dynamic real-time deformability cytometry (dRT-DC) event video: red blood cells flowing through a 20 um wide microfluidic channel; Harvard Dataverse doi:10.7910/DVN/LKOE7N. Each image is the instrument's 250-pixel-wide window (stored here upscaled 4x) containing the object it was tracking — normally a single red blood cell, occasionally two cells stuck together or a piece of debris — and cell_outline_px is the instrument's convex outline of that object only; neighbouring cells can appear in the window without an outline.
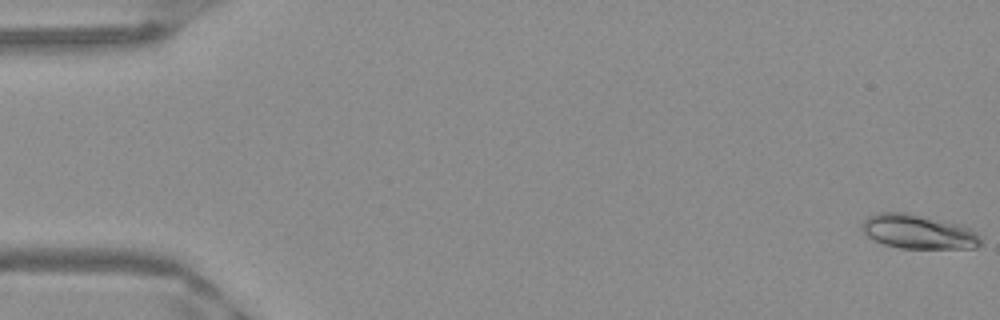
{"species": "Egyptian fruit bat (a non-hibernating species)", "species_latin": "Rousettus aegyptiacus", "temperature_condition": "warm", "stored_images_in_passage": 52, "camera_frame_rate_fps": 3000, "um_per_image_px": 0.085, "frame": {"image": 1, "passage_image": 1, "time_ms": 0.0, "image_size_px": [1000, 320], "cell_outline_px": [[984, 244], [976, 248], [900, 248], [884, 244], [868, 236], [860, 228], [864, 220], [868, 216], [876, 212], [904, 212], [960, 224], [972, 228], [980, 232], [984, 236]], "centroid_in_image_um": [78.16, 19.7], "position_along_channel_um": 6.8, "area_um2": 24.1}}
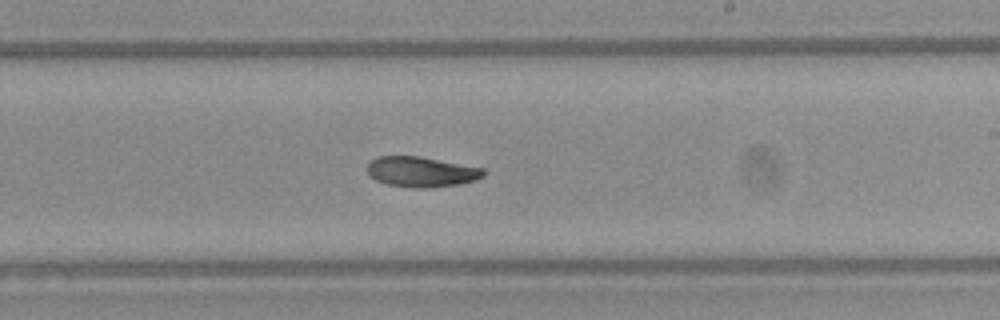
{"frame": {"image": 2, "passage_image": 31, "time_ms": 10.0, "image_size_px": [1000, 320], "cell_outline_px": [[484, 176], [476, 180], [460, 184], [424, 188], [416, 188], [384, 184], [376, 180], [368, 172], [368, 164], [376, 156], [420, 156], [484, 168]], "centroid_in_image_um": [35.82, 14.6], "position_along_channel_um": 253.2, "area_um2": 20.52}}
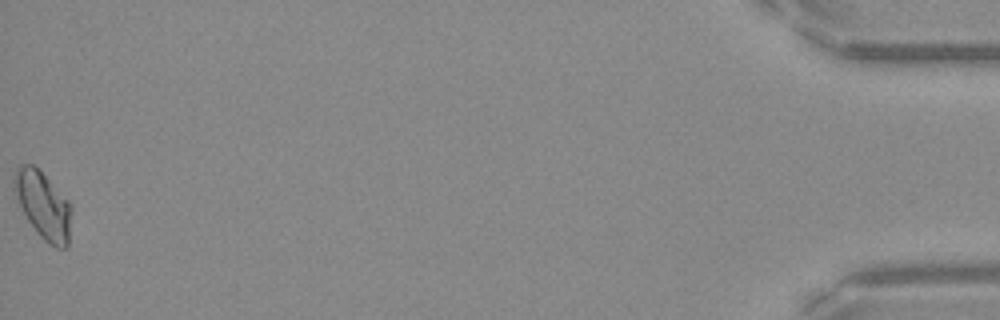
{"frame": {"image": 3, "passage_image": 52, "time_ms": 17.0, "image_size_px": [1000, 320], "cell_outline_px": [[72, 212], [68, 248], [56, 248], [48, 244], [36, 232], [28, 220], [12, 188], [12, 176], [16, 168], [20, 164], [32, 164], [72, 204]], "centroid_in_image_um": [3.67, 17.47], "position_along_channel_um": 431.5, "area_um2": 22.48}, "authors_computed_cell_mechanics": {"area_um2": 21.0681, "velocity_mm_per_s": 3.9626, "shape_relaxation_time_tau1_ms": 8.6327, "shape_relaxation_time_tau2_ms": 5.2839, "deformation_change_tau1": 0.2166, "deformation_change_tau2": 0.1047}}